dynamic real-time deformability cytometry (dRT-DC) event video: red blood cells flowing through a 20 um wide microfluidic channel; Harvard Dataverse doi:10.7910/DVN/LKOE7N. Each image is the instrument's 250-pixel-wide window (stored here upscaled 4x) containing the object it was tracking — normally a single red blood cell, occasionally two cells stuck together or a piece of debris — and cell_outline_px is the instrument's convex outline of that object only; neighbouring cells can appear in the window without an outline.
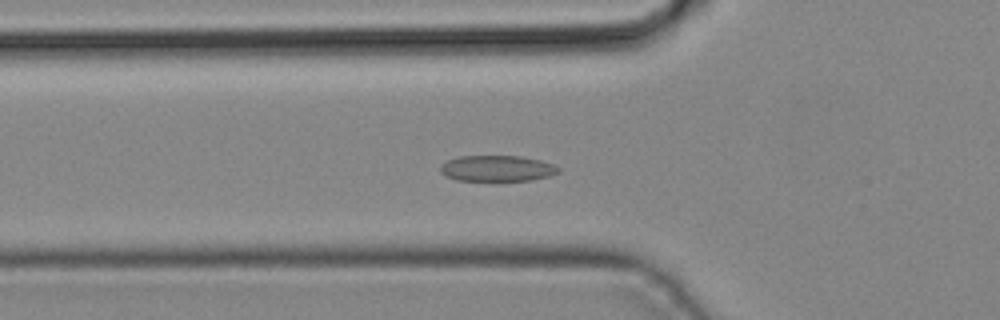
{"species": "common noctule bat (a hibernating species)", "species_latin": "Nyctalus noctula", "temperature_condition": "cold", "stored_images_in_passage": 37, "camera_frame_rate_fps": 3000, "um_per_image_px": 0.085, "animal": {"sex": "male", "body_mass_g": 19.2, "forearm_length_mm": 51.8}, "frame": {"image": 1, "passage_image": 8, "time_ms": 2.333, "image_size_px": [1000, 320], "cell_outline_px": [[560, 172], [548, 176], [532, 180], [456, 180], [444, 176], [440, 172], [440, 164], [448, 160], [460, 156], [520, 156], [540, 160], [552, 164], [560, 168]], "centroid_in_image_um": [42.22, 14.31], "position_along_channel_um": 83.6, "area_um2": 17.8}}
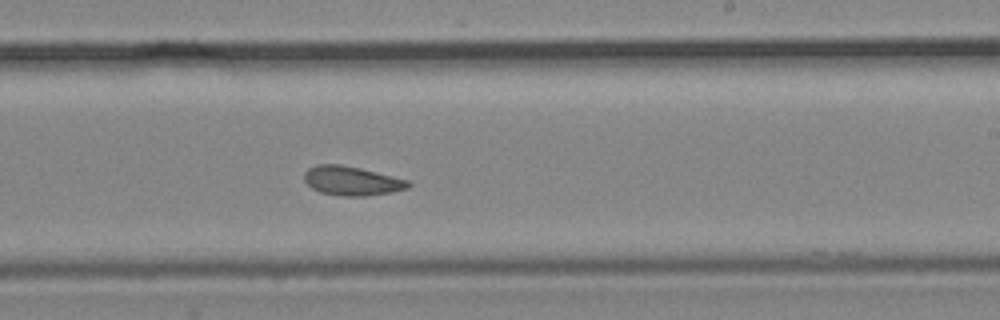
{"frame": {"image": 2, "passage_image": 19, "time_ms": 6.0, "image_size_px": [1000, 320], "cell_outline_px": [[412, 184], [408, 188], [392, 192], [364, 196], [340, 196], [320, 192], [312, 188], [304, 180], [304, 172], [308, 168], [316, 164], [340, 164], [360, 168], [408, 180]], "centroid_in_image_um": [29.88, 15.37], "position_along_channel_um": 259.1, "area_um2": 17.69}}
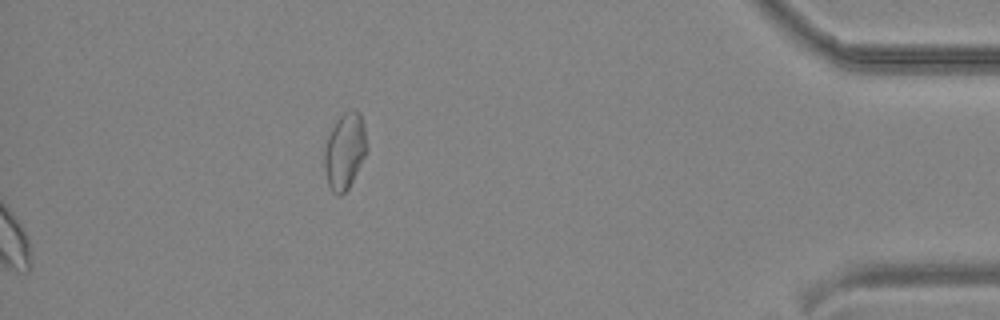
{"frame": {"image": 3, "passage_image": 37, "time_ms": 12.0, "image_size_px": [1000, 320], "cell_outline_px": [[368, 148], [348, 188], [340, 196], [332, 192], [328, 184], [324, 172], [324, 152], [328, 136], [336, 120], [344, 112], [352, 108], [356, 108], [360, 112], [364, 124]], "centroid_in_image_um": [29.3, 12.8], "position_along_channel_um": 405.9, "area_um2": 18.9}}